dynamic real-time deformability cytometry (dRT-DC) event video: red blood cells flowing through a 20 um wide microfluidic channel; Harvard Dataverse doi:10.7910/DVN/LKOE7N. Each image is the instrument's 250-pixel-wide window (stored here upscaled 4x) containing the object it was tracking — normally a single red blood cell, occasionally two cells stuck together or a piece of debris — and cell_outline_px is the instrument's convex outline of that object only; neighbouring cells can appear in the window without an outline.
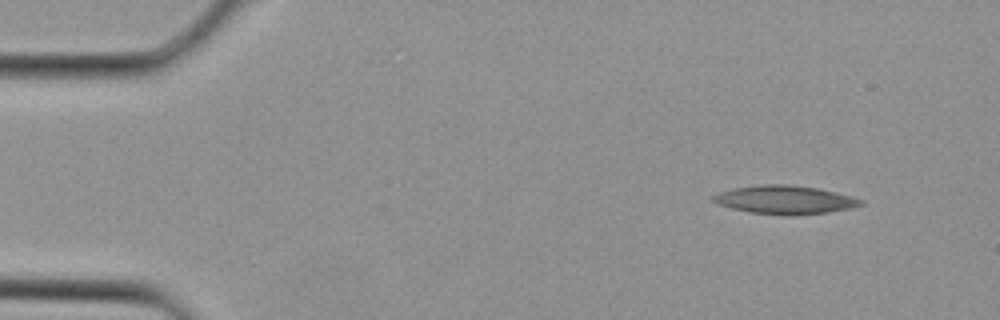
{"species": "Egyptian fruit bat (a non-hibernating species)", "species_latin": "Rousettus aegyptiacus", "temperature_condition": "cold", "stored_images_in_passage": 2, "camera_frame_rate_fps": 3000, "um_per_image_px": 0.085, "animal": {"sex": "female"}, "frame": {"image": 1, "passage_image": 1, "time_ms": 0.0, "image_size_px": [1000, 320], "cell_outline_px": [[864, 204], [852, 208], [828, 212], [748, 212], [732, 208], [720, 204], [712, 200], [712, 196], [720, 192], [736, 188], [768, 184], [788, 184], [820, 188], [852, 196], [864, 200]], "centroid_in_image_um": [66.78, 16.93], "position_along_channel_um": 18.2, "area_um2": 23.29}}